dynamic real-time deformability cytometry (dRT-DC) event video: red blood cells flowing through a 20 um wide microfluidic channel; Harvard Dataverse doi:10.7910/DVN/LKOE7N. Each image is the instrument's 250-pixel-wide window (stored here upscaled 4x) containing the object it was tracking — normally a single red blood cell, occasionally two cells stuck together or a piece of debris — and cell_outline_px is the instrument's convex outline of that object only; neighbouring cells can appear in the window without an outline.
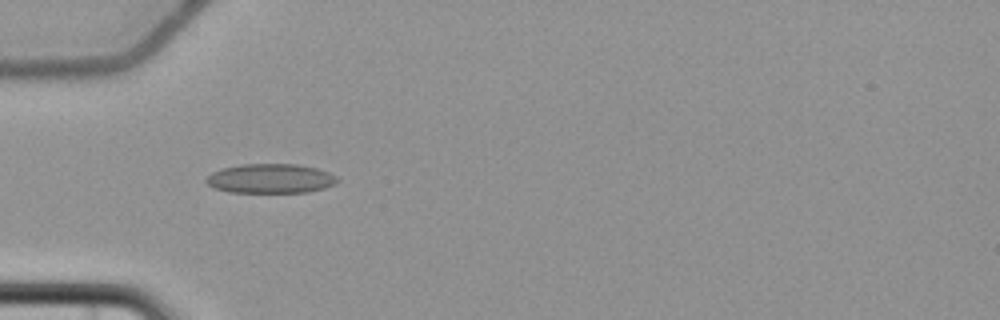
{"species": "common noctule bat (a hibernating species)", "species_latin": "Nyctalus noctula", "temperature_condition": "cold", "stored_images_in_passage": 2, "camera_frame_rate_fps": 3000, "um_per_image_px": 0.085, "animal": {"sex": "female", "body_mass_g": 22.7, "forearm_length_mm": 54.2}, "frame": {"image": 1, "passage_image": 1, "time_ms": 0.0, "image_size_px": [1000, 320], "cell_outline_px": [[340, 180], [336, 184], [324, 188], [308, 192], [228, 192], [216, 188], [208, 184], [204, 180], [212, 172], [220, 168], [240, 164], [296, 164], [316, 168], [328, 172], [336, 176]], "centroid_in_image_um": [23.0, 15.17], "position_along_channel_um": 62.0, "area_um2": 22.54}}
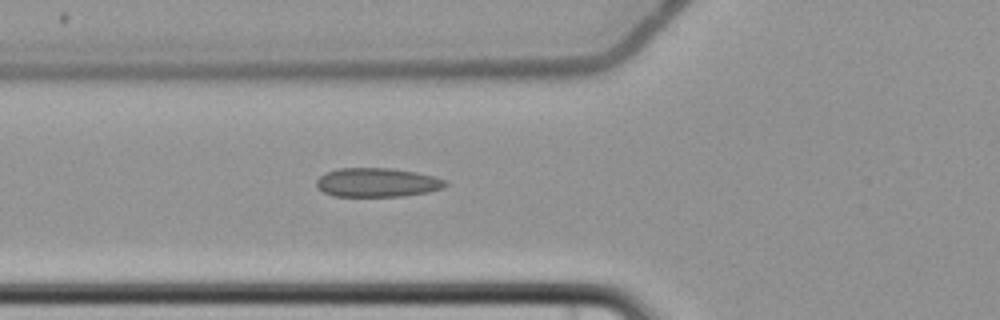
{"frame": {"image": 2, "passage_image": 2, "time_ms": 1.0, "image_size_px": [1000, 320], "cell_outline_px": [[448, 184], [444, 188], [428, 192], [404, 196], [332, 196], [316, 188], [316, 180], [324, 172], [340, 168], [392, 168], [416, 172], [436, 176], [448, 180]], "centroid_in_image_um": [32.08, 15.51], "position_along_channel_um": 93.7, "area_um2": 22.14}}